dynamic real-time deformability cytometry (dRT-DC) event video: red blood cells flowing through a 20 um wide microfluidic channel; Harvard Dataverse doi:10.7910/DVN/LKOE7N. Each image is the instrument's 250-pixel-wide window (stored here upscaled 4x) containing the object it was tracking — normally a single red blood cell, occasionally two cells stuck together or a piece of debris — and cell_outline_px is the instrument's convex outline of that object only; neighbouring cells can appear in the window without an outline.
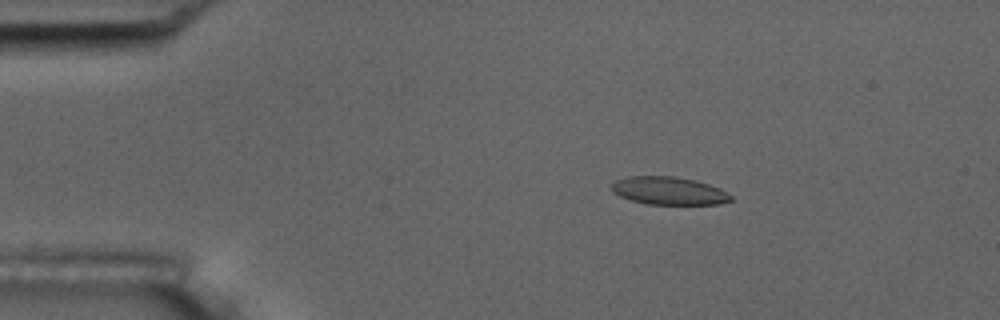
{"species": "common noctule bat (a hibernating species)", "species_latin": "Nyctalus noctula", "temperature_condition": "room temperature", "stored_images_in_passage": 4, "camera_frame_rate_fps": 3000, "um_per_image_px": 0.085, "animal": {"sex": "male", "body_mass_g": 17.5, "forearm_length_mm": 52.3}, "frame": {"image": 1, "passage_image": 2, "time_ms": 2.333, "image_size_px": [1000, 320], "cell_outline_px": [[732, 200], [720, 204], [644, 204], [620, 196], [612, 192], [608, 188], [616, 180], [628, 176], [676, 176], [696, 180], [720, 188], [732, 196]], "centroid_in_image_um": [56.82, 16.21], "position_along_channel_um": 28.2, "area_um2": 19.54}}